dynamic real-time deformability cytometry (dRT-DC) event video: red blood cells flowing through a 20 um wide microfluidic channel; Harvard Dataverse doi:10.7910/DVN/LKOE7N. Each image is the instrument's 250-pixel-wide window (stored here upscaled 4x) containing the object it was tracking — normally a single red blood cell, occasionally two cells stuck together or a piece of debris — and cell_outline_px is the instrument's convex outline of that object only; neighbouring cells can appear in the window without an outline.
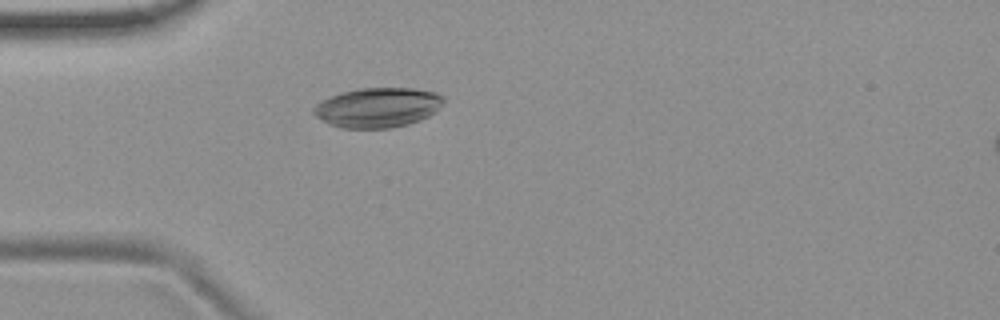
{"species": "common noctule bat (a hibernating species)", "species_latin": "Nyctalus noctula", "temperature_condition": "room temperature", "stored_images_in_passage": 48, "camera_frame_rate_fps": 3000, "um_per_image_px": 0.085, "animal": {"sex": "female", "body_mass_g": 19.9}, "frame": {"image": 1, "passage_image": 9, "time_ms": 2.667, "image_size_px": [1000, 320], "cell_outline_px": [[444, 100], [428, 116], [420, 120], [408, 124], [392, 128], [344, 128], [328, 124], [316, 116], [312, 112], [312, 108], [316, 104], [340, 92], [360, 88], [412, 88], [436, 92], [444, 96]], "centroid_in_image_um": [32.08, 9.14], "position_along_channel_um": 52.9, "area_um2": 29.94}}
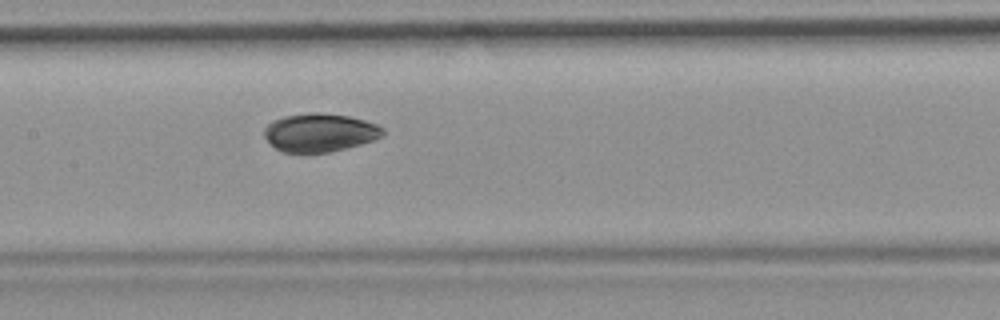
{"frame": {"image": 2, "passage_image": 20, "time_ms": 6.333, "image_size_px": [1000, 320], "cell_outline_px": [[384, 136], [360, 144], [328, 152], [280, 152], [264, 136], [264, 128], [272, 120], [284, 116], [316, 112], [320, 112], [348, 116], [364, 120], [376, 124], [384, 128]], "centroid_in_image_um": [27.17, 11.26], "position_along_channel_um": 180.2, "area_um2": 26.3}}
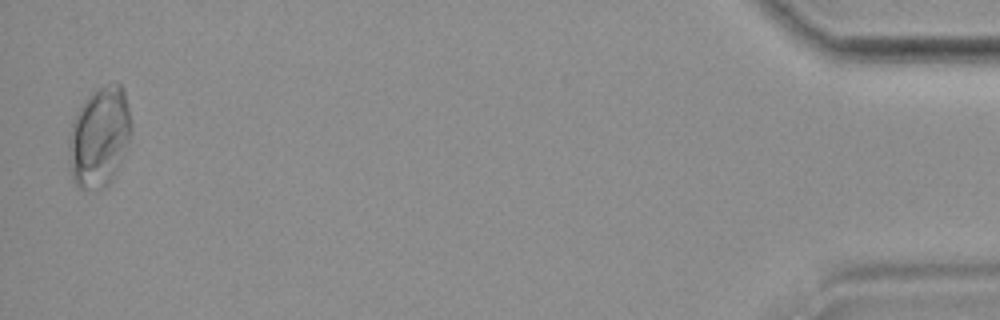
{"frame": {"image": 3, "passage_image": 47, "time_ms": 15.333, "image_size_px": [1000, 320], "cell_outline_px": [[132, 132], [120, 164], [116, 172], [108, 184], [100, 188], [80, 188], [72, 180], [68, 160], [68, 136], [72, 120], [76, 112], [104, 84], [120, 84], [124, 88], [132, 128]], "centroid_in_image_um": [8.44, 11.68], "position_along_channel_um": 426.8, "area_um2": 36.13}, "authors_computed_cell_mechanics": {"area_um2": 28.6399, "velocity_mm_per_s": 3.7142, "shape_relaxation_time_tau1_ms": 5.1022, "shape_relaxation_time_tau2_ms": 2.8522, "deformation_change_tau1": 0.1164, "deformation_change_tau2": 0.0543}}